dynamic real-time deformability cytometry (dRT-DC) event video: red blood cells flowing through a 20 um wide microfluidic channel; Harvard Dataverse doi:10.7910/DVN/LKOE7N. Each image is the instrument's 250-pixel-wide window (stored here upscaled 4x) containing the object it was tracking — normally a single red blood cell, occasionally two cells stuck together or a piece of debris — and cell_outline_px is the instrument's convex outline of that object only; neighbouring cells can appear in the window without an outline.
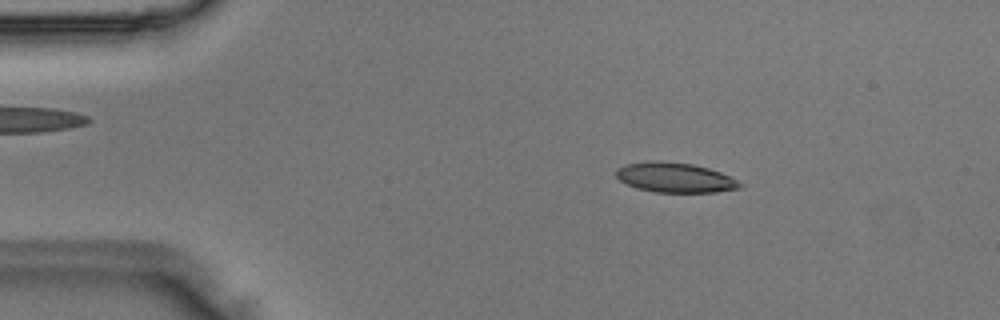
{"species": "Egyptian fruit bat (a non-hibernating species)", "species_latin": "Rousettus aegyptiacus", "temperature_condition": "room temperature", "stored_images_in_passage": 47, "camera_frame_rate_fps": 3000, "um_per_image_px": 0.085, "animal": {"sex": "male"}, "frame": {"image": 1, "passage_image": 7, "time_ms": 2.0, "image_size_px": [1000, 320], "cell_outline_px": [[744, 184], [740, 188], [716, 192], [656, 192], [636, 188], [620, 180], [616, 176], [616, 168], [624, 164], [644, 160], [660, 160], [692, 164], [708, 168], [732, 176]], "centroid_in_image_um": [57.37, 15.07], "position_along_channel_um": 27.6, "area_um2": 21.85}}
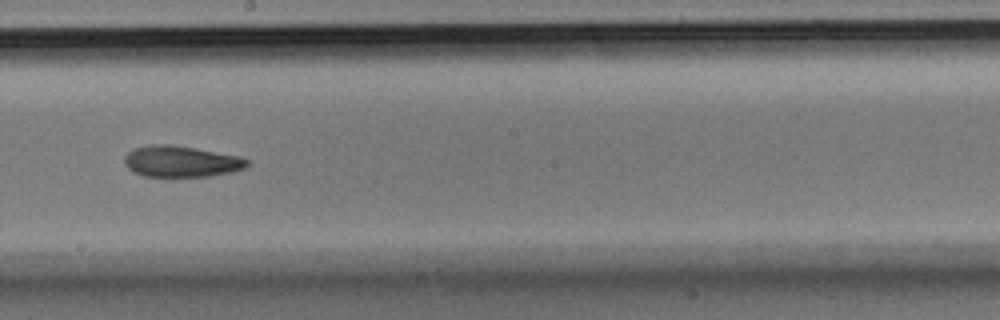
{"frame": {"image": 2, "passage_image": 26, "time_ms": 8.333, "image_size_px": [1000, 320], "cell_outline_px": [[248, 164], [244, 168], [232, 172], [208, 176], [144, 176], [132, 172], [124, 164], [124, 156], [132, 148], [152, 144], [172, 144], [196, 148], [240, 156], [248, 160]], "centroid_in_image_um": [15.36, 13.71], "position_along_channel_um": 232.8, "area_um2": 22.43}}
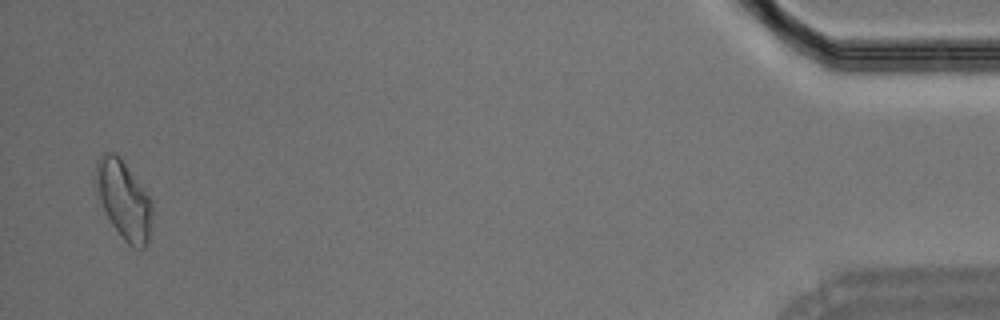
{"frame": {"image": 3, "passage_image": 46, "time_ms": 15.0, "image_size_px": [1000, 320], "cell_outline_px": [[152, 216], [148, 240], [144, 248], [132, 248], [124, 240], [112, 224], [100, 200], [96, 168], [96, 160], [104, 152], [116, 152], [120, 156], [144, 188], [152, 200]], "centroid_in_image_um": [10.56, 16.97], "position_along_channel_um": 424.6, "area_um2": 25.37}}